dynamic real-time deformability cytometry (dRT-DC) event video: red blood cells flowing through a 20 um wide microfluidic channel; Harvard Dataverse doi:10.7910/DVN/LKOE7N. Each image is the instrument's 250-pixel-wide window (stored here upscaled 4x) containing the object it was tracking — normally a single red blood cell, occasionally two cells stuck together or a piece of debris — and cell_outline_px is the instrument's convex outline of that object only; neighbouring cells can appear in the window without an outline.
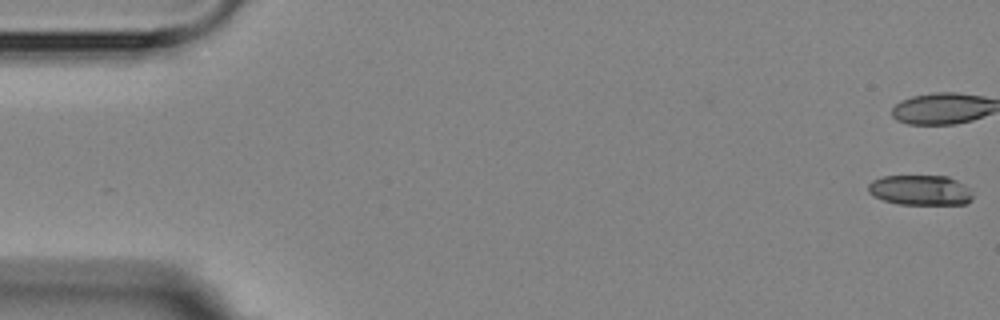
{"species": "Egyptian fruit bat (a non-hibernating species)", "species_latin": "Rousettus aegyptiacus", "temperature_condition": "room temperature", "stored_images_in_passage": 5, "segment_of_instrument_passage": [2, 2], "camera_frame_rate_fps": 3000, "um_per_image_px": 0.085, "animal": {"sex": "female"}, "frame": {"image": 1, "passage_image": 5, "time_ms": 5.667, "image_size_px": [1000, 320], "cell_outline_px": [[972, 200], [964, 204], [900, 204], [884, 200], [872, 196], [868, 192], [868, 184], [872, 180], [880, 176], [948, 176], [956, 180], [968, 188], [972, 196]], "centroid_in_image_um": [78.18, 16.16], "position_along_channel_um": 6.8, "area_um2": 18.32}}